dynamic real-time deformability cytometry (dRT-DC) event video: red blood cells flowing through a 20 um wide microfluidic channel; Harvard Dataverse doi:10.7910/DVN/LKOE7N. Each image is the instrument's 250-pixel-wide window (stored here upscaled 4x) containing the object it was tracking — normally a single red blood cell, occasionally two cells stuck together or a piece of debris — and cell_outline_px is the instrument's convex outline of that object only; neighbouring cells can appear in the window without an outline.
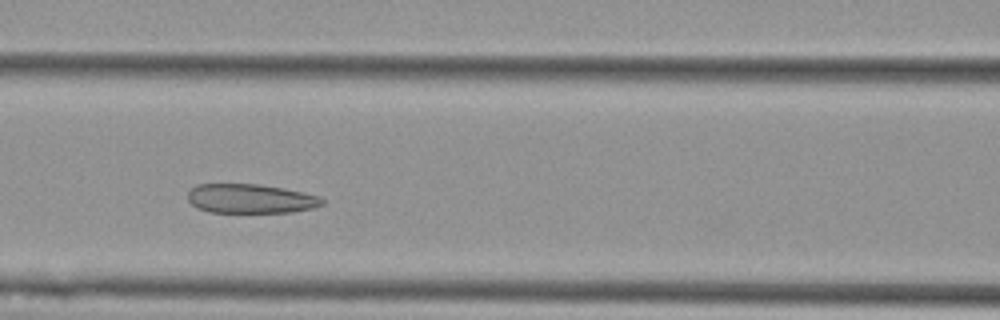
{"species": "Egyptian fruit bat (a non-hibernating species)", "species_latin": "Rousettus aegyptiacus", "temperature_condition": "cold", "stored_images_in_passage": 11, "camera_frame_rate_fps": 3000, "um_per_image_px": 0.085, "animal": {"sex": "female"}, "frame": {"image": 1, "passage_image": 4, "time_ms": 4.333, "image_size_px": [1000, 320], "cell_outline_px": [[324, 204], [312, 208], [292, 212], [208, 212], [196, 208], [188, 200], [188, 192], [196, 184], [260, 184], [284, 188], [304, 192], [320, 196], [324, 200]], "centroid_in_image_um": [21.3, 16.88], "position_along_channel_um": 145.3, "area_um2": 23.06}}
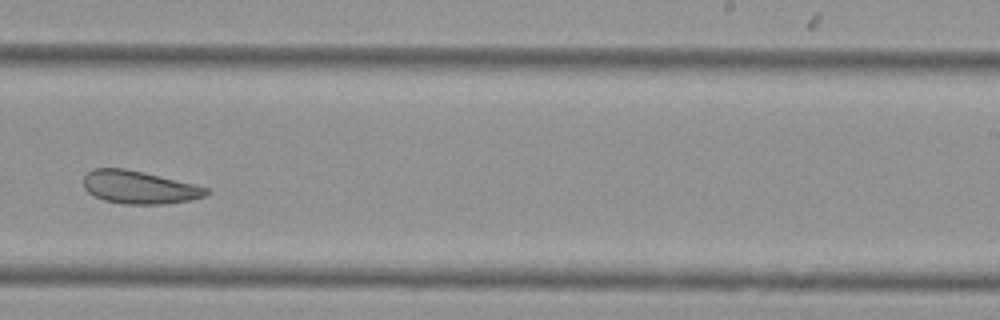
{"frame": {"image": 2, "passage_image": 7, "time_ms": 8.0, "image_size_px": [1000, 320], "cell_outline_px": [[212, 192], [204, 196], [188, 200], [164, 204], [124, 204], [104, 200], [92, 196], [84, 188], [84, 176], [92, 168], [124, 168], [144, 172], [208, 188]], "centroid_in_image_um": [11.79, 15.92], "position_along_channel_um": 277.2, "area_um2": 23.47}}
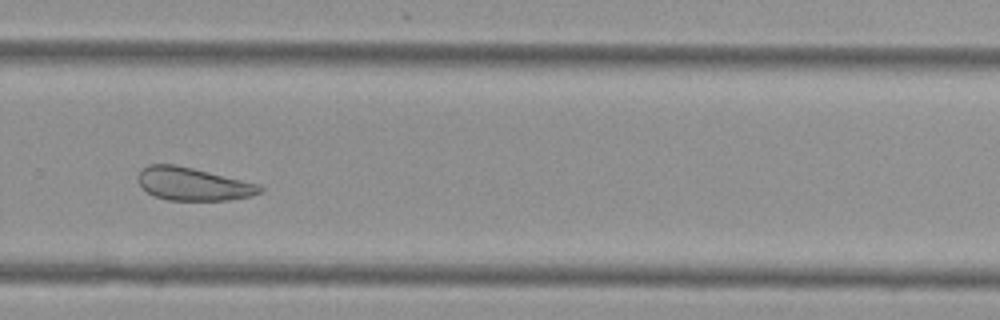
{"frame": {"image": 3, "passage_image": 8, "time_ms": 9.0, "image_size_px": [1000, 320], "cell_outline_px": [[264, 188], [260, 192], [252, 196], [228, 200], [168, 200], [156, 196], [148, 192], [140, 184], [136, 176], [140, 168], [148, 164], [176, 164], [260, 184]], "centroid_in_image_um": [16.4, 15.63], "position_along_channel_um": 313.4, "area_um2": 23.47}, "authors_computed_cell_mechanics": {"area_um2": 24.276, "velocity_mm_per_s": 3.6113, "shape_relaxation_time_tau1_ms": 5.7765, "shape_relaxation_time_tau2_ms": null, "deformation_change_tau1": 0.1128, "deformation_change_tau2": null}}